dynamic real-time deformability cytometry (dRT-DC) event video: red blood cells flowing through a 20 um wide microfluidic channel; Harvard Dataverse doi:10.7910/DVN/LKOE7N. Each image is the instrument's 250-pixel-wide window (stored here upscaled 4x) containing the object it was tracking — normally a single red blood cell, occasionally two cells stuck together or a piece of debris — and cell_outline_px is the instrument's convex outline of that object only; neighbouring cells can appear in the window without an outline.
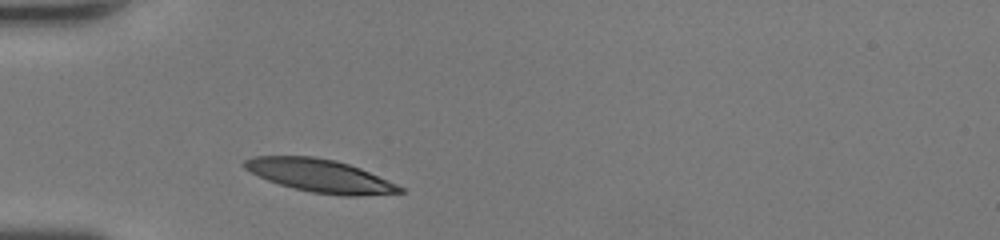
{"species": "human", "species_latin": "Homo sapiens", "temperature_condition": "room temperature", "stored_images_in_passage": 26, "camera_frame_rate_fps": 3000, "um_per_image_px": 0.085, "donor": {"sex": "female"}, "frame": {"image": 1, "passage_image": 1, "time_ms": 0.0, "image_size_px": [1000, 240], "cell_outline_px": [[404, 192], [356, 196], [340, 196], [312, 192], [280, 184], [268, 180], [244, 168], [240, 164], [244, 160], [252, 156], [312, 156], [336, 160], [360, 168], [396, 184], [404, 188]], "centroid_in_image_um": [27.18, 14.93], "position_along_channel_um": 57.8, "area_um2": 29.59}}
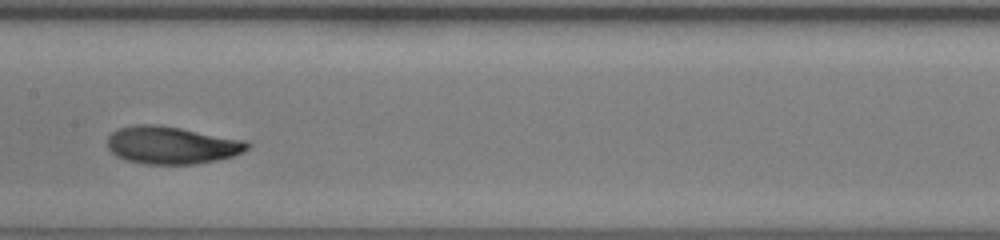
{"frame": {"image": 2, "passage_image": 11, "time_ms": 3.333, "image_size_px": [1000, 240], "cell_outline_px": [[252, 144], [244, 152], [232, 156], [216, 160], [196, 164], [144, 164], [128, 160], [116, 156], [108, 148], [108, 136], [112, 132], [120, 128], [132, 124], [156, 124], [180, 128], [248, 140]], "centroid_in_image_um": [14.62, 12.33], "position_along_channel_um": 192.8, "area_um2": 30.81}}
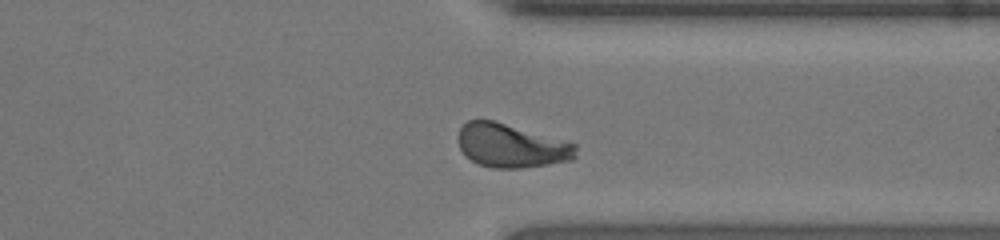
{"frame": {"image": 3, "passage_image": 23, "time_ms": 7.333, "image_size_px": [1000, 240], "cell_outline_px": [[576, 156], [572, 160], [548, 164], [520, 168], [492, 168], [476, 164], [464, 156], [456, 140], [460, 128], [468, 120], [492, 120], [576, 144]], "centroid_in_image_um": [43.39, 12.4], "position_along_channel_um": 368.0, "area_um2": 29.88}, "authors_computed_cell_mechanics": {"area_um2": 30.1138, "velocity_mm_per_s": 4.3675, "shape_relaxation_time_tau1_ms": 3.5048, "shape_relaxation_time_tau2_ms": 0.9868, "deformation_change_tau1": 0.1686, "deformation_change_tau2": 0.0509}}